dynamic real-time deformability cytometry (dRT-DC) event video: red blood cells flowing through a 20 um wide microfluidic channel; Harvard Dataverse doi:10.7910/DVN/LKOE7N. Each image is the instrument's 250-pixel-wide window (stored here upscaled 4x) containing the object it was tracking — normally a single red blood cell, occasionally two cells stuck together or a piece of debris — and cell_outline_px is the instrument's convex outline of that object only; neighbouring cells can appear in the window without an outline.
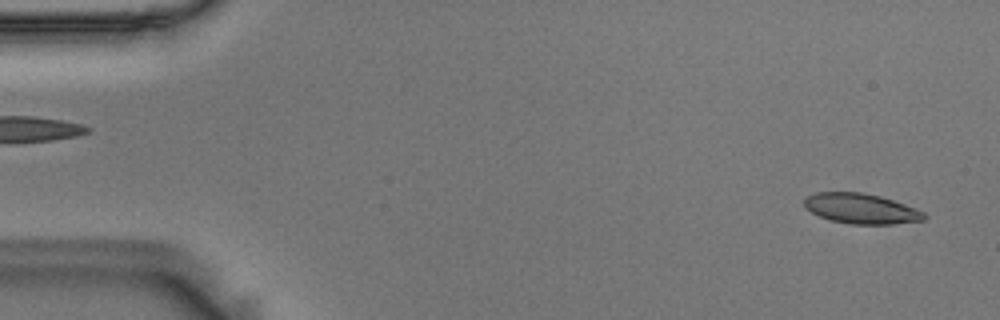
{"species": "Egyptian fruit bat (a non-hibernating species)", "species_latin": "Rousettus aegyptiacus", "temperature_condition": "room temperature", "stored_images_in_passage": 55, "camera_frame_rate_fps": 3000, "um_per_image_px": 0.085, "animal": {"sex": "male"}, "frame": {"image": 1, "passage_image": 2, "time_ms": 0.333, "image_size_px": [1000, 320], "cell_outline_px": [[928, 216], [924, 220], [892, 224], [852, 224], [828, 220], [804, 208], [804, 196], [816, 192], [860, 192], [880, 196], [904, 204], [924, 212]], "centroid_in_image_um": [73.16, 17.73], "position_along_channel_um": 11.8, "area_um2": 21.15}}
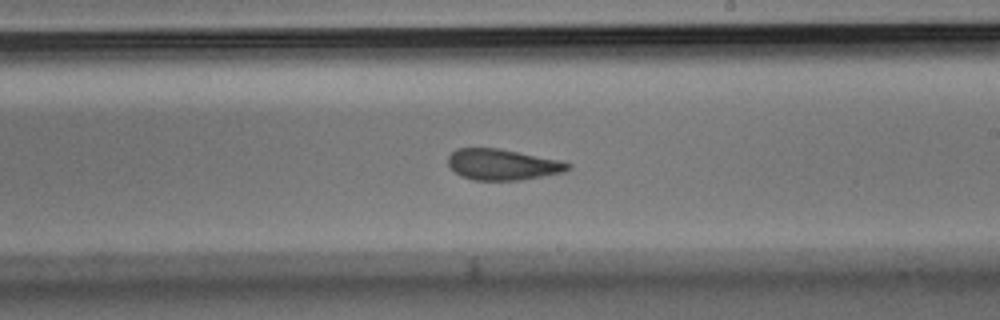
{"frame": {"image": 2, "passage_image": 31, "time_ms": 10.0, "image_size_px": [1000, 320], "cell_outline_px": [[572, 168], [564, 172], [520, 180], [472, 180], [460, 176], [448, 164], [448, 156], [456, 148], [500, 148], [560, 160], [572, 164]], "centroid_in_image_um": [42.73, 13.98], "position_along_channel_um": 246.3, "area_um2": 21.73}}
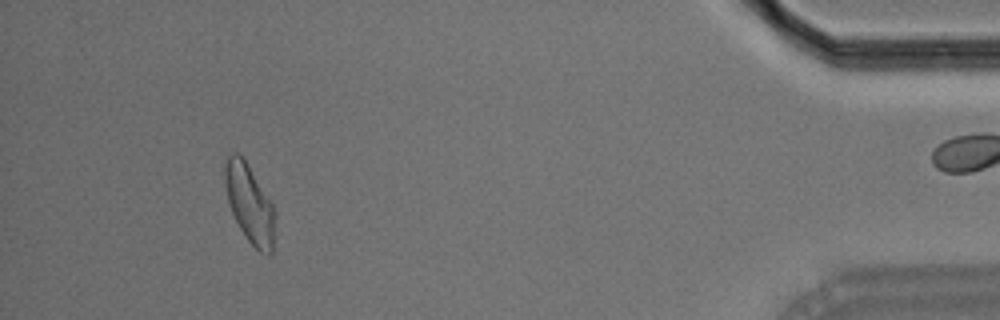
{"frame": {"image": 3, "passage_image": 50, "time_ms": 16.333, "image_size_px": [1000, 320], "cell_outline_px": [[276, 212], [272, 252], [268, 256], [260, 252], [248, 240], [240, 228], [228, 204], [224, 184], [224, 168], [228, 156], [232, 152], [236, 152], [244, 160], [272, 204]], "centroid_in_image_um": [21.21, 17.35], "position_along_channel_um": 414.0, "area_um2": 22.54}}